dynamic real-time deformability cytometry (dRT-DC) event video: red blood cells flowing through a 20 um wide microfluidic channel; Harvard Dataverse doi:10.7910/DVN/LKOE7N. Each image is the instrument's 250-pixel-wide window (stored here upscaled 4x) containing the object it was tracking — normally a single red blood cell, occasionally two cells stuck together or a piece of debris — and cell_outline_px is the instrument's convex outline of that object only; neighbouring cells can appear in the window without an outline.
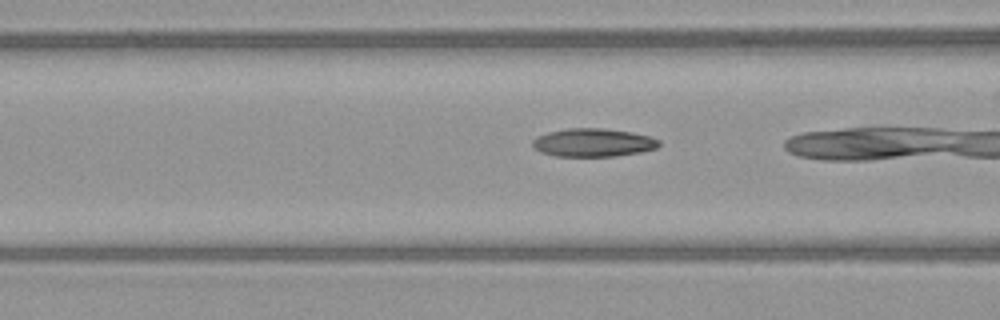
{"species": "common noctule bat (a hibernating species)", "species_latin": "Nyctalus noctula", "temperature_condition": "warm", "stored_images_in_passage": 20, "camera_frame_rate_fps": 3000, "um_per_image_px": 0.085, "animal": {"sex": "female", "body_mass_g": 21.9}, "frame": {"image": 1, "passage_image": 19, "time_ms": 6.0, "image_size_px": [1000, 320], "cell_outline_px": [[660, 144], [656, 148], [640, 152], [616, 156], [556, 156], [540, 152], [532, 148], [532, 140], [536, 136], [548, 132], [568, 128], [604, 128], [632, 132], [648, 136], [660, 140]], "centroid_in_image_um": [50.38, 12.12], "position_along_channel_um": 116.2, "area_um2": 20.92}}